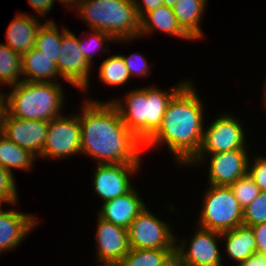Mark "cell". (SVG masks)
<instances>
[{"instance_id": "cell-1", "label": "cell", "mask_w": 266, "mask_h": 266, "mask_svg": "<svg viewBox=\"0 0 266 266\" xmlns=\"http://www.w3.org/2000/svg\"><path fill=\"white\" fill-rule=\"evenodd\" d=\"M84 103L79 113L81 154L95 158L97 164L140 163L144 144L123 123L113 102Z\"/></svg>"}, {"instance_id": "cell-2", "label": "cell", "mask_w": 266, "mask_h": 266, "mask_svg": "<svg viewBox=\"0 0 266 266\" xmlns=\"http://www.w3.org/2000/svg\"><path fill=\"white\" fill-rule=\"evenodd\" d=\"M200 99L188 81L170 100L161 127L144 148H156L165 142L177 164L185 166L198 153L202 142L204 105Z\"/></svg>"}, {"instance_id": "cell-3", "label": "cell", "mask_w": 266, "mask_h": 266, "mask_svg": "<svg viewBox=\"0 0 266 266\" xmlns=\"http://www.w3.org/2000/svg\"><path fill=\"white\" fill-rule=\"evenodd\" d=\"M187 82H180L168 92L159 90L155 86L140 87L127 93L125 102L120 99H113L111 102L118 108L123 123L145 144L161 127L163 116L172 97Z\"/></svg>"}, {"instance_id": "cell-4", "label": "cell", "mask_w": 266, "mask_h": 266, "mask_svg": "<svg viewBox=\"0 0 266 266\" xmlns=\"http://www.w3.org/2000/svg\"><path fill=\"white\" fill-rule=\"evenodd\" d=\"M74 7L92 31L109 34L115 41L140 37V18L133 0H77Z\"/></svg>"}, {"instance_id": "cell-5", "label": "cell", "mask_w": 266, "mask_h": 266, "mask_svg": "<svg viewBox=\"0 0 266 266\" xmlns=\"http://www.w3.org/2000/svg\"><path fill=\"white\" fill-rule=\"evenodd\" d=\"M21 81L7 94V111L26 120L51 121L61 116L63 89L58 82Z\"/></svg>"}, {"instance_id": "cell-6", "label": "cell", "mask_w": 266, "mask_h": 266, "mask_svg": "<svg viewBox=\"0 0 266 266\" xmlns=\"http://www.w3.org/2000/svg\"><path fill=\"white\" fill-rule=\"evenodd\" d=\"M202 205L199 227L221 233L243 225V208L230 186L210 185Z\"/></svg>"}, {"instance_id": "cell-7", "label": "cell", "mask_w": 266, "mask_h": 266, "mask_svg": "<svg viewBox=\"0 0 266 266\" xmlns=\"http://www.w3.org/2000/svg\"><path fill=\"white\" fill-rule=\"evenodd\" d=\"M244 128L239 120L232 115H221L207 129L204 128L203 137L198 153L187 163L196 164L207 154L221 153L224 151L247 149L245 145Z\"/></svg>"}, {"instance_id": "cell-8", "label": "cell", "mask_w": 266, "mask_h": 266, "mask_svg": "<svg viewBox=\"0 0 266 266\" xmlns=\"http://www.w3.org/2000/svg\"><path fill=\"white\" fill-rule=\"evenodd\" d=\"M127 231L132 249H175L176 237L170 225L151 213L147 206Z\"/></svg>"}, {"instance_id": "cell-9", "label": "cell", "mask_w": 266, "mask_h": 266, "mask_svg": "<svg viewBox=\"0 0 266 266\" xmlns=\"http://www.w3.org/2000/svg\"><path fill=\"white\" fill-rule=\"evenodd\" d=\"M71 116V117H70ZM81 154V128L79 114L66 117L63 114L49 121L42 158H64Z\"/></svg>"}, {"instance_id": "cell-10", "label": "cell", "mask_w": 266, "mask_h": 266, "mask_svg": "<svg viewBox=\"0 0 266 266\" xmlns=\"http://www.w3.org/2000/svg\"><path fill=\"white\" fill-rule=\"evenodd\" d=\"M197 230L190 239L188 249L185 240L182 244V241L177 244L178 238H176L175 254L180 266H222L221 253L216 244L221 238V233L202 227Z\"/></svg>"}, {"instance_id": "cell-11", "label": "cell", "mask_w": 266, "mask_h": 266, "mask_svg": "<svg viewBox=\"0 0 266 266\" xmlns=\"http://www.w3.org/2000/svg\"><path fill=\"white\" fill-rule=\"evenodd\" d=\"M59 52L56 65L60 77L75 87L86 91L89 87L91 65L81 52L79 38L66 28H62Z\"/></svg>"}, {"instance_id": "cell-12", "label": "cell", "mask_w": 266, "mask_h": 266, "mask_svg": "<svg viewBox=\"0 0 266 266\" xmlns=\"http://www.w3.org/2000/svg\"><path fill=\"white\" fill-rule=\"evenodd\" d=\"M141 163L97 164L93 184L97 195L103 203L118 196L127 194L134 187L129 175L136 173Z\"/></svg>"}, {"instance_id": "cell-13", "label": "cell", "mask_w": 266, "mask_h": 266, "mask_svg": "<svg viewBox=\"0 0 266 266\" xmlns=\"http://www.w3.org/2000/svg\"><path fill=\"white\" fill-rule=\"evenodd\" d=\"M49 122L44 120L19 119L6 114L3 135L15 144L31 151L35 156L42 157Z\"/></svg>"}, {"instance_id": "cell-14", "label": "cell", "mask_w": 266, "mask_h": 266, "mask_svg": "<svg viewBox=\"0 0 266 266\" xmlns=\"http://www.w3.org/2000/svg\"><path fill=\"white\" fill-rule=\"evenodd\" d=\"M247 149H236L211 154L209 166V184L215 186H230L247 174Z\"/></svg>"}, {"instance_id": "cell-15", "label": "cell", "mask_w": 266, "mask_h": 266, "mask_svg": "<svg viewBox=\"0 0 266 266\" xmlns=\"http://www.w3.org/2000/svg\"><path fill=\"white\" fill-rule=\"evenodd\" d=\"M98 263L119 264L129 252L127 229L97 217Z\"/></svg>"}, {"instance_id": "cell-16", "label": "cell", "mask_w": 266, "mask_h": 266, "mask_svg": "<svg viewBox=\"0 0 266 266\" xmlns=\"http://www.w3.org/2000/svg\"><path fill=\"white\" fill-rule=\"evenodd\" d=\"M146 208L139 193L133 188L127 194L104 202L98 217L128 229L131 222Z\"/></svg>"}, {"instance_id": "cell-17", "label": "cell", "mask_w": 266, "mask_h": 266, "mask_svg": "<svg viewBox=\"0 0 266 266\" xmlns=\"http://www.w3.org/2000/svg\"><path fill=\"white\" fill-rule=\"evenodd\" d=\"M37 217L26 215L15 210L0 213V254L20 245L22 239L29 234L35 225Z\"/></svg>"}, {"instance_id": "cell-18", "label": "cell", "mask_w": 266, "mask_h": 266, "mask_svg": "<svg viewBox=\"0 0 266 266\" xmlns=\"http://www.w3.org/2000/svg\"><path fill=\"white\" fill-rule=\"evenodd\" d=\"M36 16L23 12L13 19L6 32V44L21 56L34 48L37 33L42 26Z\"/></svg>"}, {"instance_id": "cell-19", "label": "cell", "mask_w": 266, "mask_h": 266, "mask_svg": "<svg viewBox=\"0 0 266 266\" xmlns=\"http://www.w3.org/2000/svg\"><path fill=\"white\" fill-rule=\"evenodd\" d=\"M155 29L174 37L177 36L178 38L192 41L178 24L171 6L163 4L158 8L147 12L140 19V36L151 34Z\"/></svg>"}, {"instance_id": "cell-20", "label": "cell", "mask_w": 266, "mask_h": 266, "mask_svg": "<svg viewBox=\"0 0 266 266\" xmlns=\"http://www.w3.org/2000/svg\"><path fill=\"white\" fill-rule=\"evenodd\" d=\"M23 81L53 82L59 77V71L55 62L35 48L22 55Z\"/></svg>"}, {"instance_id": "cell-21", "label": "cell", "mask_w": 266, "mask_h": 266, "mask_svg": "<svg viewBox=\"0 0 266 266\" xmlns=\"http://www.w3.org/2000/svg\"><path fill=\"white\" fill-rule=\"evenodd\" d=\"M225 238V252L227 256L238 264L247 260L256 252V242L253 230L248 226H238L234 229L221 232Z\"/></svg>"}, {"instance_id": "cell-22", "label": "cell", "mask_w": 266, "mask_h": 266, "mask_svg": "<svg viewBox=\"0 0 266 266\" xmlns=\"http://www.w3.org/2000/svg\"><path fill=\"white\" fill-rule=\"evenodd\" d=\"M206 3L207 0H178L172 7L178 24L192 40L203 36L200 20Z\"/></svg>"}, {"instance_id": "cell-23", "label": "cell", "mask_w": 266, "mask_h": 266, "mask_svg": "<svg viewBox=\"0 0 266 266\" xmlns=\"http://www.w3.org/2000/svg\"><path fill=\"white\" fill-rule=\"evenodd\" d=\"M35 157L31 151L15 144L5 135H0V166L10 173H13L12 168L30 170Z\"/></svg>"}, {"instance_id": "cell-24", "label": "cell", "mask_w": 266, "mask_h": 266, "mask_svg": "<svg viewBox=\"0 0 266 266\" xmlns=\"http://www.w3.org/2000/svg\"><path fill=\"white\" fill-rule=\"evenodd\" d=\"M175 249H132L125 255L120 266H163Z\"/></svg>"}, {"instance_id": "cell-25", "label": "cell", "mask_w": 266, "mask_h": 266, "mask_svg": "<svg viewBox=\"0 0 266 266\" xmlns=\"http://www.w3.org/2000/svg\"><path fill=\"white\" fill-rule=\"evenodd\" d=\"M21 75L22 56L12 50L6 43L0 44V84L15 86L23 81L19 78Z\"/></svg>"}, {"instance_id": "cell-26", "label": "cell", "mask_w": 266, "mask_h": 266, "mask_svg": "<svg viewBox=\"0 0 266 266\" xmlns=\"http://www.w3.org/2000/svg\"><path fill=\"white\" fill-rule=\"evenodd\" d=\"M57 28L53 20L46 21L39 29L34 45L35 49L50 57L55 63H57V58L60 54L62 40V33Z\"/></svg>"}, {"instance_id": "cell-27", "label": "cell", "mask_w": 266, "mask_h": 266, "mask_svg": "<svg viewBox=\"0 0 266 266\" xmlns=\"http://www.w3.org/2000/svg\"><path fill=\"white\" fill-rule=\"evenodd\" d=\"M100 81L108 85H123L130 80L129 71L121 55H113L103 60L99 67Z\"/></svg>"}, {"instance_id": "cell-28", "label": "cell", "mask_w": 266, "mask_h": 266, "mask_svg": "<svg viewBox=\"0 0 266 266\" xmlns=\"http://www.w3.org/2000/svg\"><path fill=\"white\" fill-rule=\"evenodd\" d=\"M240 206L244 209L259 195L260 189L248 173L230 185Z\"/></svg>"}, {"instance_id": "cell-29", "label": "cell", "mask_w": 266, "mask_h": 266, "mask_svg": "<svg viewBox=\"0 0 266 266\" xmlns=\"http://www.w3.org/2000/svg\"><path fill=\"white\" fill-rule=\"evenodd\" d=\"M266 222V191H260L254 201L243 209V225L254 226Z\"/></svg>"}, {"instance_id": "cell-30", "label": "cell", "mask_w": 266, "mask_h": 266, "mask_svg": "<svg viewBox=\"0 0 266 266\" xmlns=\"http://www.w3.org/2000/svg\"><path fill=\"white\" fill-rule=\"evenodd\" d=\"M92 37L85 42V39H79V47L86 61L92 66L94 51H98L101 45L107 41L115 40L111 35L102 31L93 30ZM93 43V45H92ZM96 44V45H95ZM95 46V47H94ZM99 47V48H98ZM97 48V49H96Z\"/></svg>"}, {"instance_id": "cell-31", "label": "cell", "mask_w": 266, "mask_h": 266, "mask_svg": "<svg viewBox=\"0 0 266 266\" xmlns=\"http://www.w3.org/2000/svg\"><path fill=\"white\" fill-rule=\"evenodd\" d=\"M15 178L12 173L0 166V198L7 203L17 205V189Z\"/></svg>"}, {"instance_id": "cell-32", "label": "cell", "mask_w": 266, "mask_h": 266, "mask_svg": "<svg viewBox=\"0 0 266 266\" xmlns=\"http://www.w3.org/2000/svg\"><path fill=\"white\" fill-rule=\"evenodd\" d=\"M252 164L250 166V162H248V175L259 187L260 191H266V156L255 158Z\"/></svg>"}, {"instance_id": "cell-33", "label": "cell", "mask_w": 266, "mask_h": 266, "mask_svg": "<svg viewBox=\"0 0 266 266\" xmlns=\"http://www.w3.org/2000/svg\"><path fill=\"white\" fill-rule=\"evenodd\" d=\"M121 56L125 62V65L131 77L132 75L148 76L149 73L148 69L150 68L146 61V58L142 54L134 53L129 55L128 57L123 55Z\"/></svg>"}, {"instance_id": "cell-34", "label": "cell", "mask_w": 266, "mask_h": 266, "mask_svg": "<svg viewBox=\"0 0 266 266\" xmlns=\"http://www.w3.org/2000/svg\"><path fill=\"white\" fill-rule=\"evenodd\" d=\"M256 242V251L266 254V222L250 226Z\"/></svg>"}, {"instance_id": "cell-35", "label": "cell", "mask_w": 266, "mask_h": 266, "mask_svg": "<svg viewBox=\"0 0 266 266\" xmlns=\"http://www.w3.org/2000/svg\"><path fill=\"white\" fill-rule=\"evenodd\" d=\"M138 16L141 19L147 12L163 5V0H133Z\"/></svg>"}, {"instance_id": "cell-36", "label": "cell", "mask_w": 266, "mask_h": 266, "mask_svg": "<svg viewBox=\"0 0 266 266\" xmlns=\"http://www.w3.org/2000/svg\"><path fill=\"white\" fill-rule=\"evenodd\" d=\"M58 1V0H57ZM31 7L35 10V12L41 16V18L47 15L46 13L51 11L53 8L55 0H28Z\"/></svg>"}, {"instance_id": "cell-37", "label": "cell", "mask_w": 266, "mask_h": 266, "mask_svg": "<svg viewBox=\"0 0 266 266\" xmlns=\"http://www.w3.org/2000/svg\"><path fill=\"white\" fill-rule=\"evenodd\" d=\"M238 266H266V254L256 251L247 260L239 263Z\"/></svg>"}, {"instance_id": "cell-38", "label": "cell", "mask_w": 266, "mask_h": 266, "mask_svg": "<svg viewBox=\"0 0 266 266\" xmlns=\"http://www.w3.org/2000/svg\"><path fill=\"white\" fill-rule=\"evenodd\" d=\"M5 95L6 94H2L0 92V135L3 134L5 117H6V114L8 113L7 100H6Z\"/></svg>"}, {"instance_id": "cell-39", "label": "cell", "mask_w": 266, "mask_h": 266, "mask_svg": "<svg viewBox=\"0 0 266 266\" xmlns=\"http://www.w3.org/2000/svg\"><path fill=\"white\" fill-rule=\"evenodd\" d=\"M163 266H180L176 254H174Z\"/></svg>"}, {"instance_id": "cell-40", "label": "cell", "mask_w": 266, "mask_h": 266, "mask_svg": "<svg viewBox=\"0 0 266 266\" xmlns=\"http://www.w3.org/2000/svg\"><path fill=\"white\" fill-rule=\"evenodd\" d=\"M60 1V3H64V6H70L71 4L74 6V4L77 2V0H58V2Z\"/></svg>"}, {"instance_id": "cell-41", "label": "cell", "mask_w": 266, "mask_h": 266, "mask_svg": "<svg viewBox=\"0 0 266 266\" xmlns=\"http://www.w3.org/2000/svg\"><path fill=\"white\" fill-rule=\"evenodd\" d=\"M178 0H163V4L166 6H171L173 7L174 4L177 2Z\"/></svg>"}, {"instance_id": "cell-42", "label": "cell", "mask_w": 266, "mask_h": 266, "mask_svg": "<svg viewBox=\"0 0 266 266\" xmlns=\"http://www.w3.org/2000/svg\"><path fill=\"white\" fill-rule=\"evenodd\" d=\"M101 266V265H100ZM102 266H120L119 264L102 263Z\"/></svg>"}, {"instance_id": "cell-43", "label": "cell", "mask_w": 266, "mask_h": 266, "mask_svg": "<svg viewBox=\"0 0 266 266\" xmlns=\"http://www.w3.org/2000/svg\"><path fill=\"white\" fill-rule=\"evenodd\" d=\"M3 202L7 203L6 200L0 198V213L3 211L2 208H1V205H2Z\"/></svg>"}]
</instances>
